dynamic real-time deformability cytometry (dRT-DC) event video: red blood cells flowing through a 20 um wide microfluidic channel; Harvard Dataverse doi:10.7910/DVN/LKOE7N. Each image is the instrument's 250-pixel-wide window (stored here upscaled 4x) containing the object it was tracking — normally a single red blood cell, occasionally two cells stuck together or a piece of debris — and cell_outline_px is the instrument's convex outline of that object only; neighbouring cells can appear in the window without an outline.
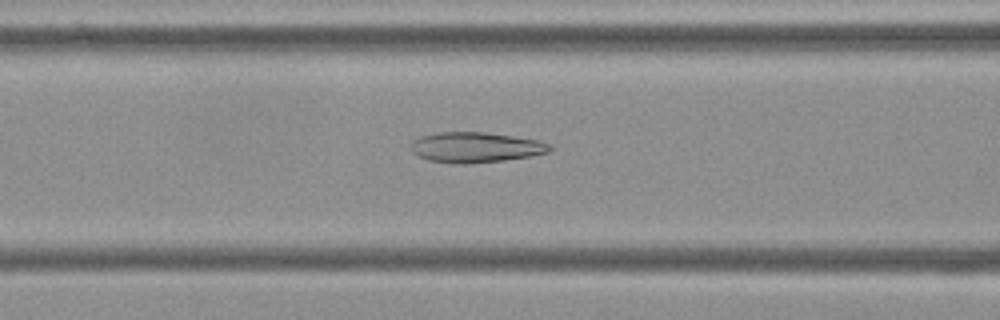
{"species": "Egyptian fruit bat (a non-hibernating species)", "species_latin": "Rousettus aegyptiacus", "temperature_condition": "cold", "stored_images_in_passage": 55, "camera_frame_rate_fps": 3000, "um_per_image_px": 0.085, "frame": {"image": 1, "passage_image": 22, "time_ms": 7.0, "image_size_px": [1000, 320], "cell_outline_px": [[552, 148], [548, 152], [532, 156], [504, 160], [464, 164], [452, 164], [428, 160], [416, 156], [412, 152], [412, 140], [420, 136], [440, 132], [484, 132], [512, 136], [536, 140], [552, 144]], "centroid_in_image_um": [40.4, 12.53], "position_along_channel_um": 126.2, "area_um2": 24.62}}
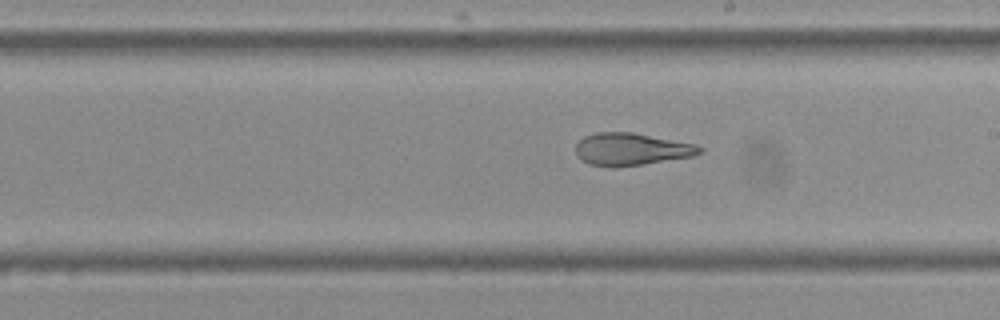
{"frame": {"image": 2, "passage_image": 31, "time_ms": 10.0, "image_size_px": [1000, 320], "cell_outline_px": [[704, 152], [692, 156], [616, 168], [612, 168], [588, 164], [580, 160], [576, 156], [576, 144], [584, 136], [596, 132], [632, 132], [696, 144], [704, 148]], "centroid_in_image_um": [53.63, 12.69], "position_along_channel_um": 235.4, "area_um2": 23.58}}
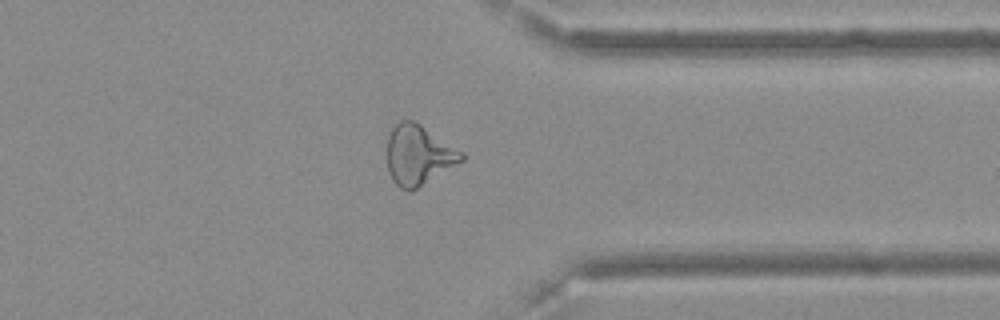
{"frame": {"image": 3, "passage_image": 43, "time_ms": 14.0, "image_size_px": [1000, 320], "cell_outline_px": [[464, 160], [416, 188], [408, 192], [400, 188], [392, 180], [388, 172], [388, 136], [392, 128], [400, 120], [412, 120], [420, 124], [464, 152]], "centroid_in_image_um": [35.57, 13.17], "position_along_channel_um": 375.8, "area_um2": 25.72}, "authors_computed_cell_mechanics": {"area_um2": 26.1834, "velocity_mm_per_s": 3.6376, "shape_relaxation_time_tau1_ms": null, "shape_relaxation_time_tau2_ms": 1.6393, "deformation_change_tau1": null, "deformation_change_tau2": 0.0896}}